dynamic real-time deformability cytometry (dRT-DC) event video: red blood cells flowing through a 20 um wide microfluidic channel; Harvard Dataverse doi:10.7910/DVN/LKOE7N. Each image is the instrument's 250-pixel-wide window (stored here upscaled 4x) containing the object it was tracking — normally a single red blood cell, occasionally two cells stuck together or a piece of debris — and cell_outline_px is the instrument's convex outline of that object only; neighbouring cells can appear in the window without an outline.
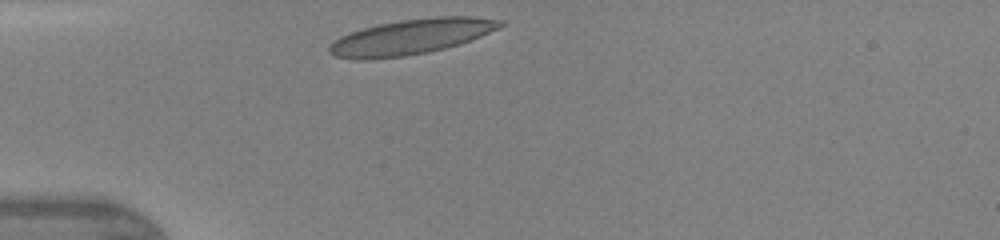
{"species": "human", "species_latin": "Homo sapiens", "temperature_condition": "warm", "stored_images_in_passage": 27, "camera_frame_rate_fps": 3000, "um_per_image_px": 0.085, "donor": {"sex": "female"}, "frame": {"image": 1, "passage_image": 1, "time_ms": 0.0, "image_size_px": [1000, 240], "cell_outline_px": [[504, 24], [472, 40], [460, 44], [428, 52], [404, 56], [368, 60], [356, 60], [332, 56], [328, 52], [328, 44], [340, 36], [364, 28], [380, 24], [400, 20], [436, 16], [472, 16], [504, 20]], "centroid_in_image_um": [34.9, 3.14], "position_along_channel_um": 50.1, "area_um2": 35.2}, "authors_computed_cell_mechanics": {"area_um2": 32.368, "velocity_mm_per_s": 4.3564, "shape_relaxation_time_tau1_ms": 5.5495, "shape_relaxation_time_tau2_ms": 0.9007, "deformation_change_tau1": 0.2048, "deformation_change_tau2": 0.0664}}